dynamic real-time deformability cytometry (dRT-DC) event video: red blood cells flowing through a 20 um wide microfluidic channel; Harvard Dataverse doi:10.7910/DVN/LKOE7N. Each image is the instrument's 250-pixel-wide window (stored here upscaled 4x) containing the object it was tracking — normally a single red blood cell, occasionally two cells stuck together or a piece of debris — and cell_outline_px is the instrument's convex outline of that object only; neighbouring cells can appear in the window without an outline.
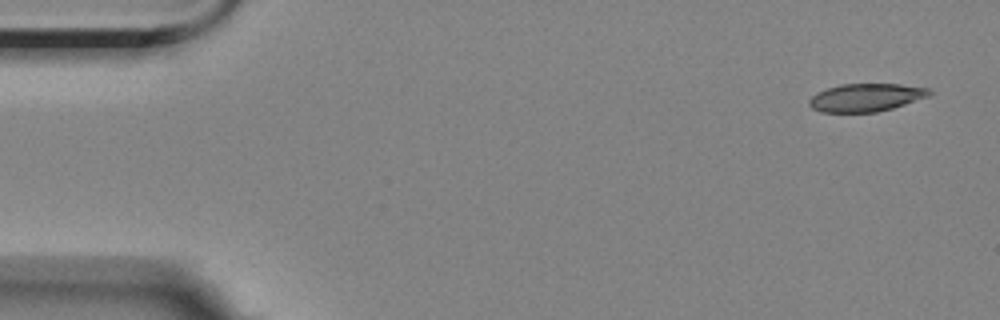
{"species": "Egyptian fruit bat (a non-hibernating species)", "species_latin": "Rousettus aegyptiacus", "temperature_condition": "room temperature", "stored_images_in_passage": 6, "camera_frame_rate_fps": 3000, "um_per_image_px": 0.085, "animal": {"sex": "female"}, "frame": {"image": 1, "passage_image": 1, "time_ms": 0.0, "image_size_px": [1000, 320], "cell_outline_px": [[932, 92], [928, 96], [892, 108], [876, 112], [820, 112], [812, 108], [808, 104], [808, 100], [816, 92], [840, 84], [900, 84], [928, 88]], "centroid_in_image_um": [73.56, 8.28], "position_along_channel_um": 11.4, "area_um2": 19.48}}
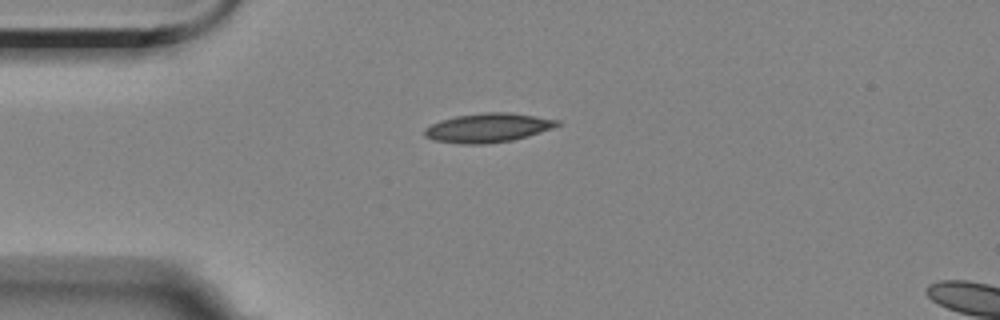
{"frame": {"image": 2, "passage_image": 4, "time_ms": 3.667, "image_size_px": [1000, 320], "cell_outline_px": [[560, 124], [552, 128], [528, 136], [512, 140], [484, 144], [460, 144], [432, 140], [424, 136], [424, 128], [440, 120], [456, 116], [484, 112], [512, 112], [560, 120]], "centroid_in_image_um": [41.46, 10.86], "position_along_channel_um": 43.5, "area_um2": 22.6}}
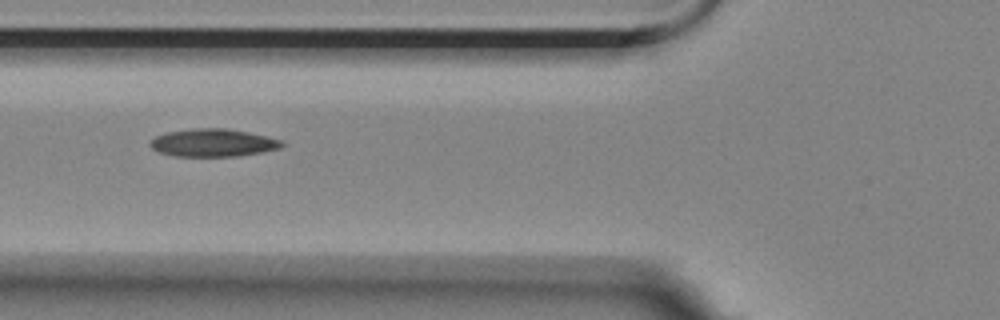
{"frame": {"image": 3, "passage_image": 6, "time_ms": 6.0, "image_size_px": [1000, 320], "cell_outline_px": [[284, 144], [280, 148], [260, 152], [236, 156], [176, 156], [160, 152], [152, 148], [148, 144], [156, 136], [164, 132], [192, 128], [224, 128], [248, 132], [268, 136], [284, 140]], "centroid_in_image_um": [18.11, 12.12], "position_along_channel_um": 107.7, "area_um2": 21.33}}